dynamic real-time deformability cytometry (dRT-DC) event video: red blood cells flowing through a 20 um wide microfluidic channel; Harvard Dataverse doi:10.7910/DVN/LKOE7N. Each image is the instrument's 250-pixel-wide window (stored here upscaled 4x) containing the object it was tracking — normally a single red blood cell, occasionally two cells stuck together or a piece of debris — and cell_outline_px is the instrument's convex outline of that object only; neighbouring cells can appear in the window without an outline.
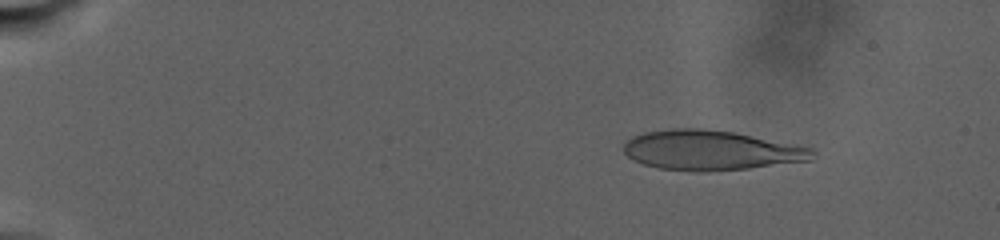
{"species": "human", "species_latin": "Homo sapiens", "temperature_condition": "warm", "stored_images_in_passage": 15, "camera_frame_rate_fps": 3000, "um_per_image_px": 0.085, "donor": {"sex": "male"}, "frame": {"image": 1, "passage_image": 5, "time_ms": 4.0, "image_size_px": [1000, 240], "cell_outline_px": [[816, 156], [812, 160], [748, 168], [708, 172], [696, 172], [660, 168], [644, 164], [632, 160], [624, 152], [624, 144], [632, 136], [644, 132], [672, 128], [700, 128], [736, 132], [812, 148], [816, 152]], "centroid_in_image_um": [60.43, 12.77], "position_along_channel_um": 24.6, "area_um2": 43.99}}
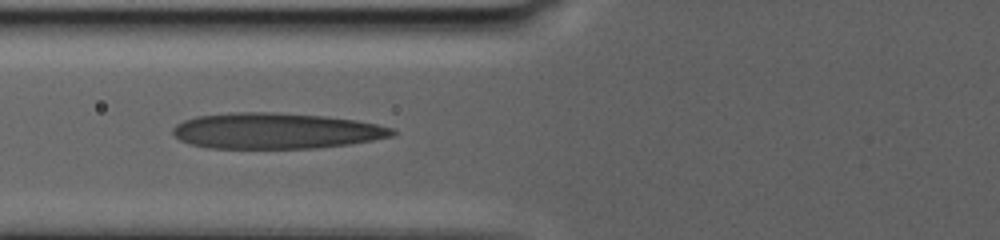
{"frame": {"image": 2, "passage_image": 12, "time_ms": 13.0, "image_size_px": [1000, 240], "cell_outline_px": [[396, 136], [348, 144], [316, 148], [208, 148], [192, 144], [180, 140], [172, 132], [172, 128], [176, 124], [184, 120], [196, 116], [232, 112], [276, 112], [328, 116], [356, 120], [376, 124], [392, 128], [396, 132]], "centroid_in_image_um": [23.45, 11.11], "position_along_channel_um": 102.3, "area_um2": 46.01}}
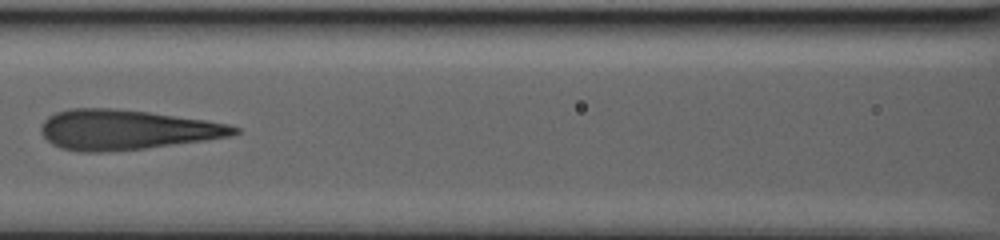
{"frame": {"image": 3, "passage_image": 14, "time_ms": 15.333, "image_size_px": [1000, 240], "cell_outline_px": [[240, 132], [228, 136], [204, 140], [144, 148], [104, 152], [80, 152], [60, 148], [52, 144], [40, 132], [40, 124], [48, 116], [56, 112], [68, 108], [112, 108], [148, 112], [204, 120], [228, 124], [240, 128]], "centroid_in_image_um": [10.67, 11.02], "position_along_channel_um": 155.9, "area_um2": 44.74}}